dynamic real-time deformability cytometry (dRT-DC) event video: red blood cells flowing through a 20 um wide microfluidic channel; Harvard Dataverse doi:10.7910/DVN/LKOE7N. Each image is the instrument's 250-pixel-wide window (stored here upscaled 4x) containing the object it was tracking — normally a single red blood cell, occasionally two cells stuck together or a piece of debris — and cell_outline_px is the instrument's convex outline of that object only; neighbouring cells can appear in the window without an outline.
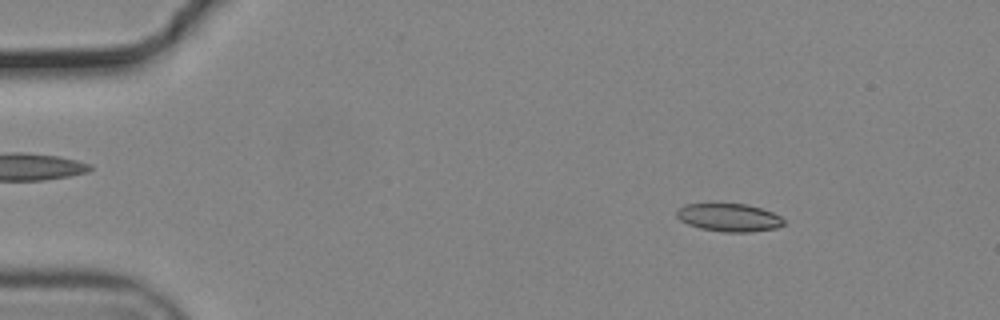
{"species": "common noctule bat (a hibernating species)", "species_latin": "Nyctalus noctula", "temperature_condition": "cold", "stored_images_in_passage": 54, "camera_frame_rate_fps": 3000, "um_per_image_px": 0.085, "animal": {"sex": "male", "body_mass_g": 19.2, "forearm_length_mm": 51.8}, "frame": {"image": 1, "passage_image": 7, "time_ms": 2.0, "image_size_px": [1000, 320], "cell_outline_px": [[784, 224], [776, 228], [748, 232], [724, 232], [700, 228], [688, 224], [680, 220], [676, 216], [676, 212], [684, 204], [744, 204], [760, 208], [772, 212], [780, 216], [784, 220]], "centroid_in_image_um": [61.96, 18.49], "position_along_channel_um": 23.0, "area_um2": 17.28}}
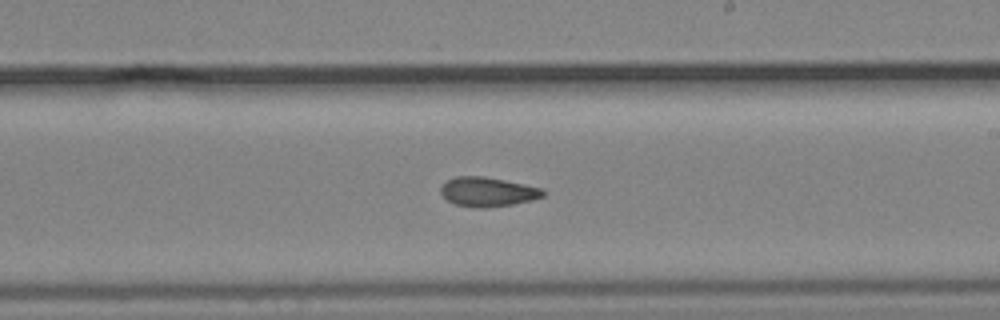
{"frame": {"image": 2, "passage_image": 32, "time_ms": 10.333, "image_size_px": [1000, 320], "cell_outline_px": [[544, 196], [532, 200], [512, 204], [484, 208], [480, 208], [456, 204], [448, 200], [440, 192], [440, 188], [448, 180], [456, 176], [484, 176], [544, 188]], "centroid_in_image_um": [41.48, 16.3], "position_along_channel_um": 247.5, "area_um2": 17.34}}
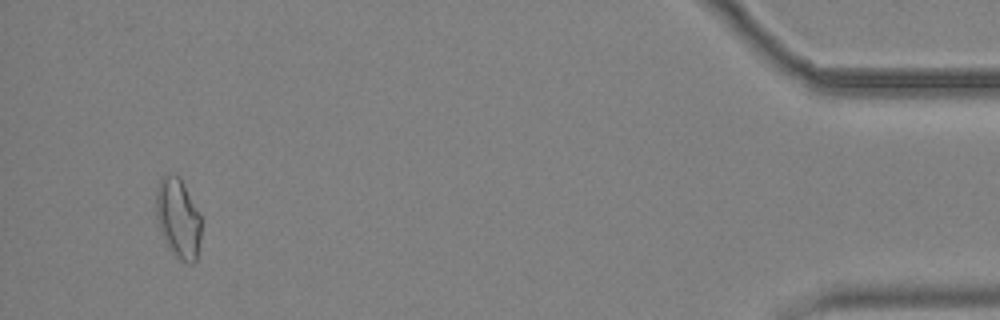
{"frame": {"image": 3, "passage_image": 52, "time_ms": 17.0, "image_size_px": [1000, 320], "cell_outline_px": [[200, 240], [196, 260], [192, 264], [188, 264], [180, 260], [168, 248], [160, 232], [156, 220], [156, 188], [160, 176], [168, 172], [180, 176], [200, 216]], "centroid_in_image_um": [15.1, 18.53], "position_along_channel_um": 420.1, "area_um2": 21.27}, "authors_computed_cell_mechanics": {"area_um2": 17.7735, "velocity_mm_per_s": 3.723, "shape_relaxation_time_tau1_ms": null, "shape_relaxation_time_tau2_ms": 4.4422, "deformation_change_tau1": null, "deformation_change_tau2": 0.1011}}